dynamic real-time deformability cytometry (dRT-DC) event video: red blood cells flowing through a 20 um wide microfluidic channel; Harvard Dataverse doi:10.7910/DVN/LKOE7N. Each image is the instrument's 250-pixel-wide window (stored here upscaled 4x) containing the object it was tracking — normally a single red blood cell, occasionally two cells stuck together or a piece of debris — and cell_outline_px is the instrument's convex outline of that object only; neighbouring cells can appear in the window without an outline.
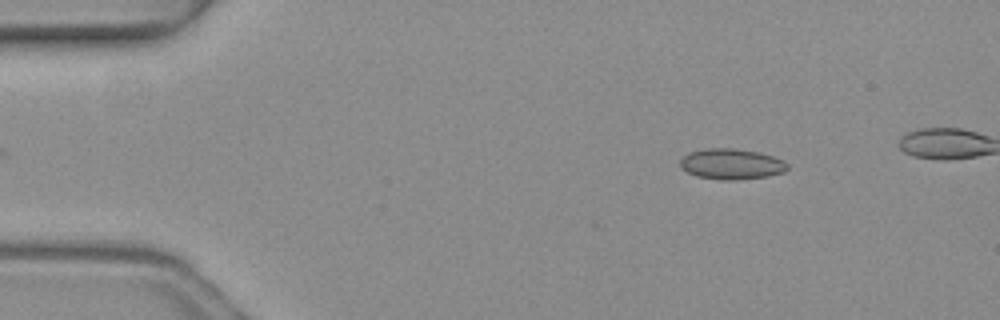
{"species": "common noctule bat (a hibernating species)", "species_latin": "Nyctalus noctula", "temperature_condition": "warm", "stored_images_in_passage": 3, "camera_frame_rate_fps": 3000, "um_per_image_px": 0.085, "animal": {"sex": "female", "body_mass_g": 19.3, "forearm_length_mm": 54.1}, "frame": {"image": 1, "passage_image": 3, "time_ms": 0.667, "image_size_px": [1000, 320], "cell_outline_px": [[788, 168], [784, 172], [768, 176], [736, 180], [720, 180], [696, 176], [680, 168], [680, 160], [688, 152], [708, 148], [732, 148], [760, 152], [784, 160], [788, 164]], "centroid_in_image_um": [62.17, 13.94], "position_along_channel_um": 22.8, "area_um2": 19.31}}